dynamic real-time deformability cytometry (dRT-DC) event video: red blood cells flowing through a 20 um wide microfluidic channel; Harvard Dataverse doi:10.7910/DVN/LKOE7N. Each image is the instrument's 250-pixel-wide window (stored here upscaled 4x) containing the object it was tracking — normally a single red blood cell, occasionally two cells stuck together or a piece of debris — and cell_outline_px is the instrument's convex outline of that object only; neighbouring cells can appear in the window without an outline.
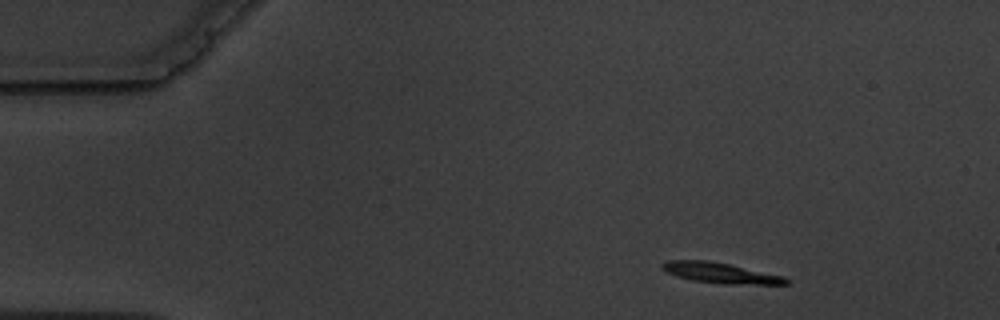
{"species": "common noctule bat (a hibernating species)", "species_latin": "Nyctalus noctula", "temperature_condition": "warm", "stored_images_in_passage": 3, "camera_frame_rate_fps": 3000, "um_per_image_px": 0.085, "animal": {"sex": "male", "body_mass_g": 19.5, "forearm_length_mm": 54.6}, "frame": {"image": 1, "passage_image": 1, "time_ms": 0.0, "image_size_px": [1000, 320], "cell_outline_px": [[792, 280], [788, 284], [724, 284], [692, 280], [676, 276], [664, 272], [660, 268], [660, 264], [668, 260], [708, 260], [728, 264], [784, 276]], "centroid_in_image_um": [61.21, 23.2], "position_along_channel_um": 23.8, "area_um2": 14.91}}